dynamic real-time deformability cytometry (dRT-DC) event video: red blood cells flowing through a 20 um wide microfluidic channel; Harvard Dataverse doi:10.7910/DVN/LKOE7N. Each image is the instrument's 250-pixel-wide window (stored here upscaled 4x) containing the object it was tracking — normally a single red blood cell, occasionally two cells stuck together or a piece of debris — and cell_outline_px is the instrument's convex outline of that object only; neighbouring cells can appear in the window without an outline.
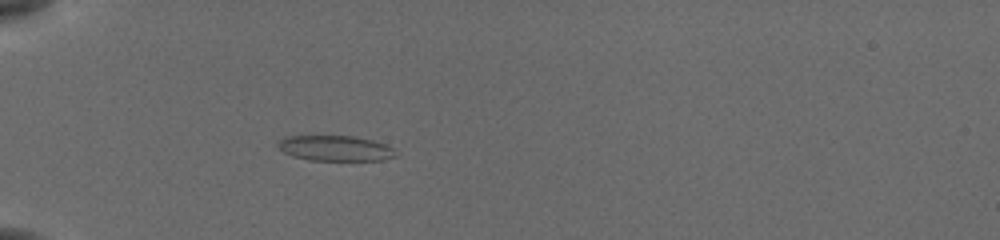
{"species": "common noctule bat (a hibernating species)", "species_latin": "Nyctalus noctula", "temperature_condition": "cold", "stored_images_in_passage": 40, "camera_frame_rate_fps": 3000, "um_per_image_px": 0.085, "animal": {"sex": "female", "body_mass_g": 19.5, "forearm_length_mm": 54.1}, "frame": {"image": 1, "passage_image": 4, "time_ms": 1.0, "image_size_px": [1000, 240], "cell_outline_px": [[396, 156], [384, 160], [308, 160], [292, 156], [284, 152], [276, 144], [284, 136], [352, 136], [372, 140], [384, 144], [392, 148]], "centroid_in_image_um": [28.46, 12.6], "position_along_channel_um": 56.5, "area_um2": 17.28}}
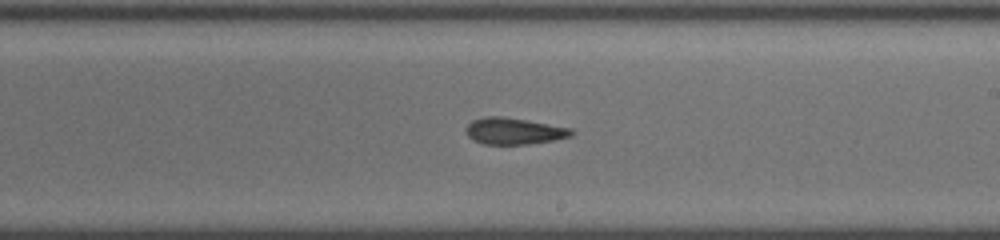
{"frame": {"image": 2, "passage_image": 20, "time_ms": 6.333, "image_size_px": [1000, 240], "cell_outline_px": [[576, 132], [572, 136], [552, 140], [528, 144], [484, 144], [472, 140], [468, 136], [468, 124], [472, 120], [488, 116], [500, 116], [572, 128]], "centroid_in_image_um": [43.71, 11.15], "position_along_channel_um": 245.3, "area_um2": 16.07}}
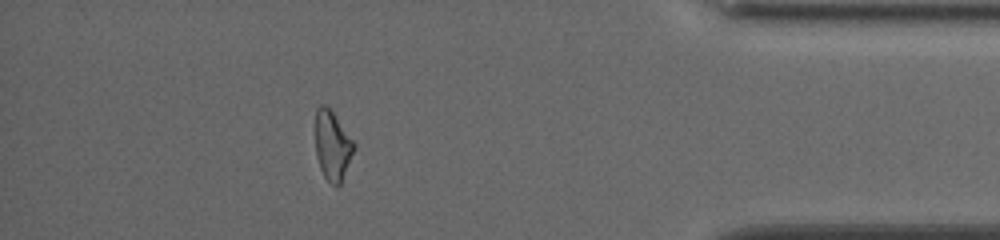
{"frame": {"image": 3, "passage_image": 35, "time_ms": 11.333, "image_size_px": [1000, 240], "cell_outline_px": [[356, 144], [340, 184], [336, 188], [324, 176], [320, 168], [316, 156], [316, 108], [320, 104], [324, 104], [332, 112]], "centroid_in_image_um": [28.24, 12.38], "position_along_channel_um": 407.0, "area_um2": 15.26}, "authors_computed_cell_mechanics": {"area_um2": 16.2996, "velocity_mm_per_s": 3.8815, "shape_relaxation_time_tau1_ms": null, "shape_relaxation_time_tau2_ms": 4.3206, "deformation_change_tau1": null, "deformation_change_tau2": 0.1062}}